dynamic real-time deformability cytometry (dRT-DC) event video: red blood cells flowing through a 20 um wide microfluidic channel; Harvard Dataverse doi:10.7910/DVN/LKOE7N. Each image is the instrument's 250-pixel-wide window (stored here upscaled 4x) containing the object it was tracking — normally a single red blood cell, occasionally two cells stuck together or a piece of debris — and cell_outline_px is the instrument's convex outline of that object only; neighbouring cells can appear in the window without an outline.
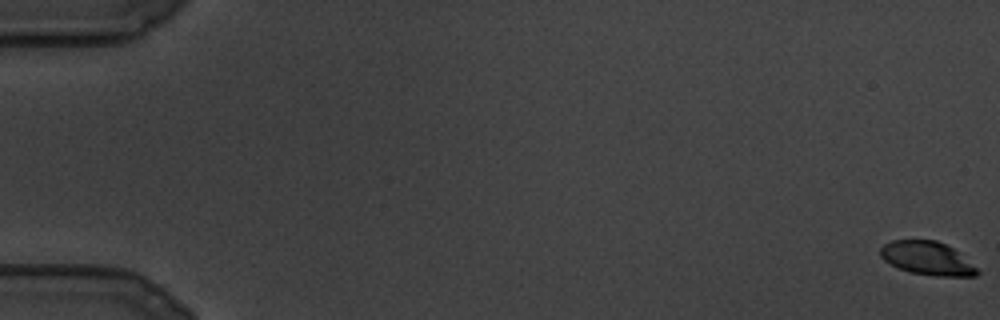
{"species": "common noctule bat (a hibernating species)", "species_latin": "Nyctalus noctula", "temperature_condition": "cold", "stored_images_in_passage": 37, "camera_frame_rate_fps": 3000, "um_per_image_px": 0.085, "animal": {"sex": "male", "body_mass_g": 19.5, "forearm_length_mm": 54.6}, "frame": {"image": 1, "passage_image": 1, "time_ms": 0.0, "image_size_px": [1000, 320], "cell_outline_px": [[980, 272], [976, 276], [936, 276], [912, 272], [900, 268], [884, 260], [880, 256], [880, 248], [884, 244], [892, 240], [936, 240], [952, 248], [976, 268]], "centroid_in_image_um": [78.79, 21.95], "position_along_channel_um": 6.2, "area_um2": 18.44}}
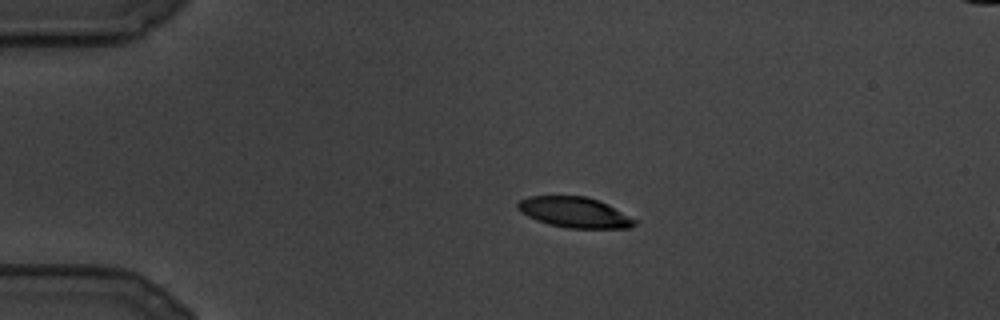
{"frame": {"image": 2, "passage_image": 26, "time_ms": 8.333, "image_size_px": [1000, 320], "cell_outline_px": [[636, 224], [628, 228], [568, 228], [548, 224], [536, 220], [520, 212], [516, 208], [516, 204], [520, 200], [528, 196], [588, 196], [608, 204], [636, 220]], "centroid_in_image_um": [48.8, 18.04], "position_along_channel_um": 36.2, "area_um2": 20.81}}